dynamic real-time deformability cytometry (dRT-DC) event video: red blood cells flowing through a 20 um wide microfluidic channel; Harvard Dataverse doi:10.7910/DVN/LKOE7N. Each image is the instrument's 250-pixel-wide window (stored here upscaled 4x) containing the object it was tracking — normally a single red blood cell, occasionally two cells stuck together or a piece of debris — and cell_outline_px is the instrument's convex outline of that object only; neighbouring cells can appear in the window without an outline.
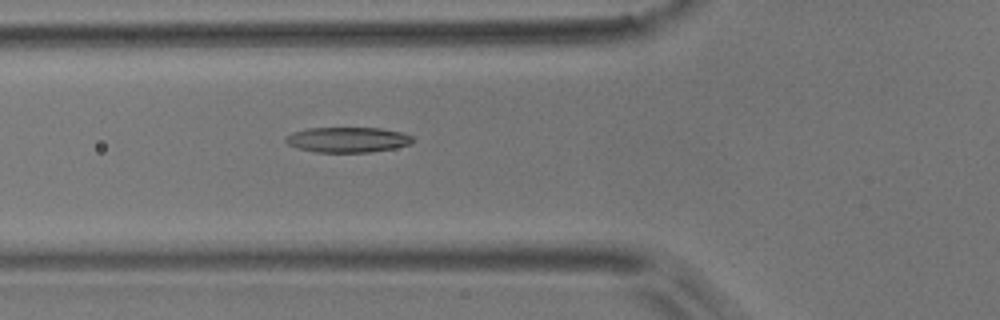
{"species": "common noctule bat (a hibernating species)", "species_latin": "Nyctalus noctula", "temperature_condition": "room temperature", "stored_images_in_passage": 6, "camera_frame_rate_fps": 3000, "um_per_image_px": 0.085, "animal": {"sex": "male", "body_mass_g": 17.9}, "frame": {"image": 1, "passage_image": 6, "time_ms": 5.667, "image_size_px": [1000, 320], "cell_outline_px": [[412, 144], [396, 148], [368, 152], [316, 152], [296, 148], [288, 144], [284, 140], [292, 132], [308, 128], [380, 128], [400, 132], [412, 136]], "centroid_in_image_um": [29.54, 11.88], "position_along_channel_um": 96.3, "area_um2": 18.67}}